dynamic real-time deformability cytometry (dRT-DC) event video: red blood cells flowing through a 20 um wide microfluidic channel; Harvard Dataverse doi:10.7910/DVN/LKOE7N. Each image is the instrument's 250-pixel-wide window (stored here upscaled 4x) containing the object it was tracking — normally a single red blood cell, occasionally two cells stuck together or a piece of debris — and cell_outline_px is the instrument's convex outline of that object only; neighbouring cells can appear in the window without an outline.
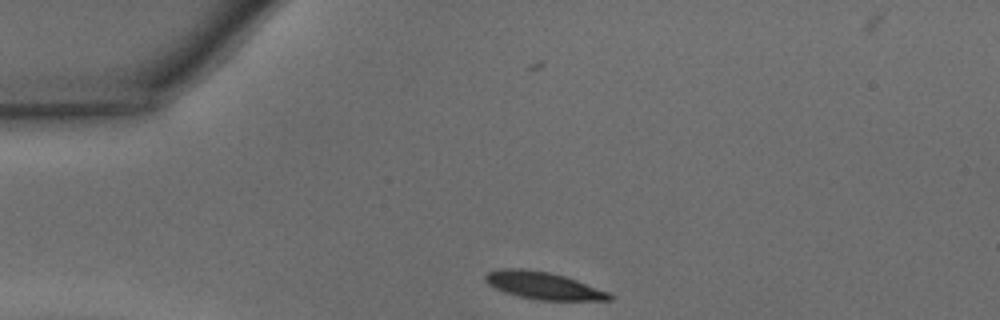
{"species": "common noctule bat (a hibernating species)", "species_latin": "Nyctalus noctula", "temperature_condition": "warm", "stored_images_in_passage": 27, "camera_frame_rate_fps": 3000, "um_per_image_px": 0.085, "animal": {"sex": "male", "body_mass_g": 15.6}, "frame": {"image": 1, "passage_image": 1, "time_ms": 0.0, "image_size_px": [1000, 320], "cell_outline_px": [[612, 300], [540, 300], [520, 296], [504, 292], [488, 284], [484, 280], [484, 276], [488, 272], [500, 268], [520, 268], [548, 272], [564, 276], [576, 280], [608, 292], [612, 296]], "centroid_in_image_um": [46.14, 24.27], "position_along_channel_um": 38.9, "area_um2": 19.48}}
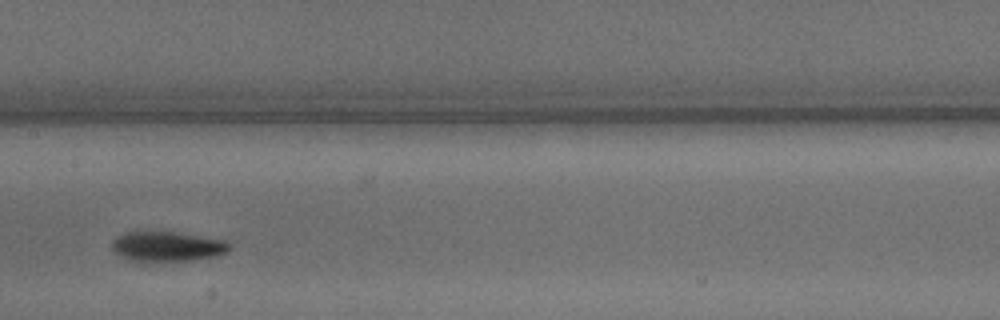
{"frame": {"image": 2, "passage_image": 14, "time_ms": 4.333, "image_size_px": [1000, 320], "cell_outline_px": [[232, 248], [216, 256], [188, 260], [140, 264], [124, 260], [112, 248], [112, 240], [116, 236], [124, 232], [172, 232], [228, 240], [232, 244]], "centroid_in_image_um": [14.16, 20.99], "position_along_channel_um": 193.2, "area_um2": 21.15}}
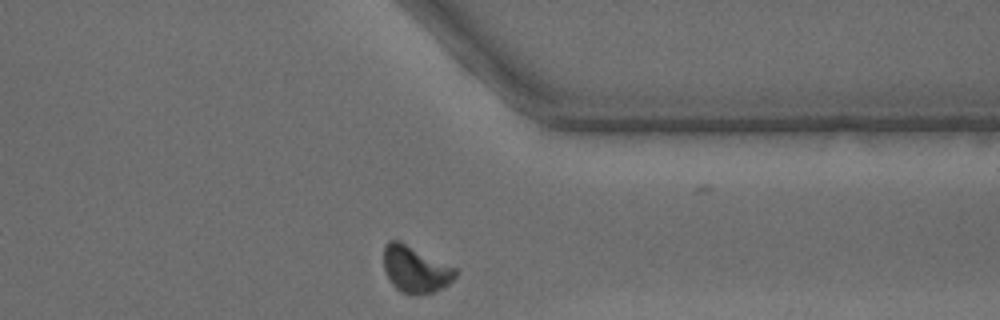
{"frame": {"image": 3, "passage_image": 27, "time_ms": 8.667, "image_size_px": [1000, 320], "cell_outline_px": [[456, 276], [448, 284], [432, 292], [416, 296], [404, 292], [396, 288], [392, 284], [384, 268], [384, 248], [388, 240], [400, 240], [456, 268]], "centroid_in_image_um": [35.3, 22.88], "position_along_channel_um": 376.1, "area_um2": 19.31}, "authors_computed_cell_mechanics": {"area_um2": 20.3456, "velocity_mm_per_s": 4.3109, "shape_relaxation_time_tau1_ms": 2.0234, "shape_relaxation_time_tau2_ms": 5.261, "deformation_change_tau1": 0.1282, "deformation_change_tau2": 0.0965}}